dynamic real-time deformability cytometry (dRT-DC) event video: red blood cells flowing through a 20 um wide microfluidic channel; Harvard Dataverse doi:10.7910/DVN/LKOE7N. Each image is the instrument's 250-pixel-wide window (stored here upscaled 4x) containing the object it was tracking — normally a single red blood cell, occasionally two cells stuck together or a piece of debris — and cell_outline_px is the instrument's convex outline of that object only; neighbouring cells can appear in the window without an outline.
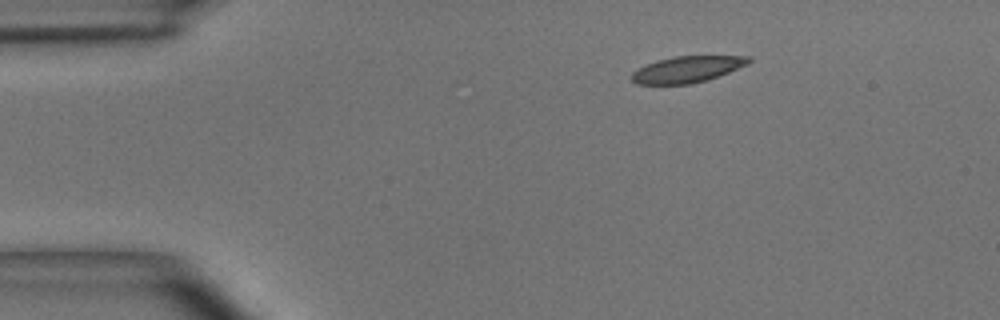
{"species": "common noctule bat (a hibernating species)", "species_latin": "Nyctalus noctula", "temperature_condition": "room temperature", "stored_images_in_passage": 42, "camera_frame_rate_fps": 3000, "um_per_image_px": 0.085, "animal": {"sex": "male", "body_mass_g": 15.6}, "frame": {"image": 1, "passage_image": 1, "time_ms": 0.0, "image_size_px": [1000, 320], "cell_outline_px": [[752, 60], [748, 64], [708, 80], [692, 84], [636, 84], [632, 80], [632, 72], [656, 60], [676, 56], [752, 56]], "centroid_in_image_um": [58.44, 5.89], "position_along_channel_um": 26.6, "area_um2": 17.86}}
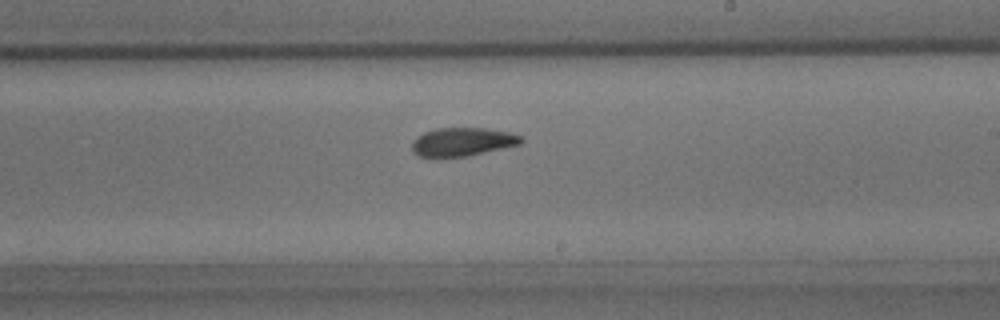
{"frame": {"image": 2, "passage_image": 22, "time_ms": 7.0, "image_size_px": [1000, 320], "cell_outline_px": [[524, 140], [520, 144], [484, 152], [464, 156], [420, 156], [412, 152], [412, 140], [416, 136], [424, 132], [436, 128], [488, 128], [508, 132], [524, 136]], "centroid_in_image_um": [39.31, 12.03], "position_along_channel_um": 249.7, "area_um2": 17.98}}
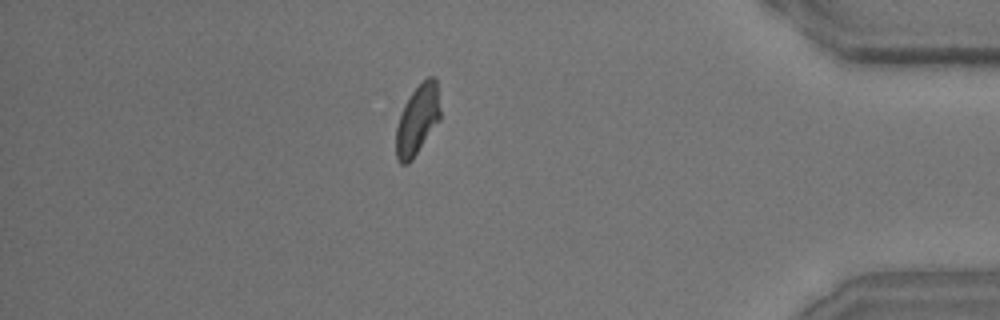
{"frame": {"image": 3, "passage_image": 36, "time_ms": 11.667, "image_size_px": [1000, 320], "cell_outline_px": [[440, 120], [412, 160], [408, 164], [400, 164], [396, 156], [396, 128], [404, 104], [412, 92], [428, 76], [432, 76], [436, 80], [440, 108]], "centroid_in_image_um": [35.48, 10.21], "position_along_channel_um": 399.7, "area_um2": 17.86}, "authors_computed_cell_mechanics": {"area_um2": 18.3226, "velocity_mm_per_s": 4.0287, "shape_relaxation_time_tau1_ms": 5.5703, "shape_relaxation_time_tau2_ms": 3.9024, "deformation_change_tau1": 0.1601, "deformation_change_tau2": 0.101}}